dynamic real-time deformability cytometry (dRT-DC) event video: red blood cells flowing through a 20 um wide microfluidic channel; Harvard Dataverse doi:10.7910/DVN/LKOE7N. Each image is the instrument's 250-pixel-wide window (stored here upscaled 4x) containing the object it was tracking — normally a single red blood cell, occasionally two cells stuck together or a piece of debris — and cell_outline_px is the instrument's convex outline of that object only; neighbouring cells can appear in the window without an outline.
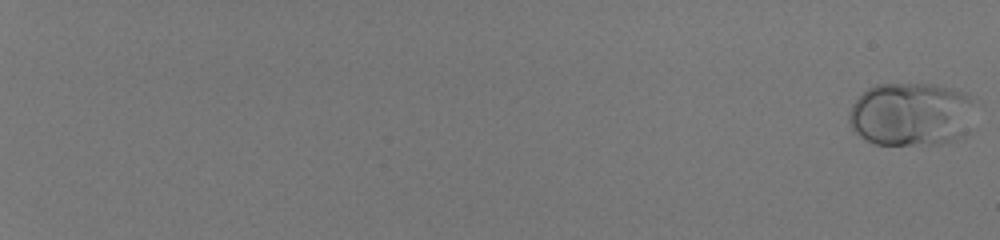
{"species": "human", "species_latin": "Homo sapiens", "temperature_condition": "room temperature", "stored_images_in_passage": 56, "camera_frame_rate_fps": 3000, "um_per_image_px": 0.085, "donor": {"sex": "male"}, "frame": {"image": 1, "passage_image": 1, "time_ms": 0.0, "image_size_px": [1000, 240], "cell_outline_px": [[976, 96], [968, 132], [956, 140], [940, 144], [876, 144], [860, 136], [852, 128], [848, 120], [848, 116], [852, 104], [868, 88], [876, 84], [932, 84], [952, 88]], "centroid_in_image_um": [77.5, 9.7], "position_along_channel_um": 7.5, "area_um2": 47.16}}
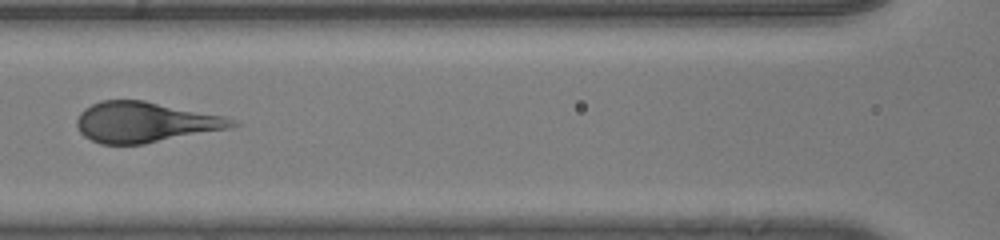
{"frame": {"image": 2, "passage_image": 33, "time_ms": 10.667, "image_size_px": [1000, 240], "cell_outline_px": [[240, 124], [228, 128], [144, 144], [100, 144], [84, 136], [80, 132], [76, 124], [76, 120], [80, 112], [84, 108], [100, 100], [144, 100], [224, 116], [236, 120]], "centroid_in_image_um": [12.3, 10.38], "position_along_channel_um": 154.3, "area_um2": 36.47}}
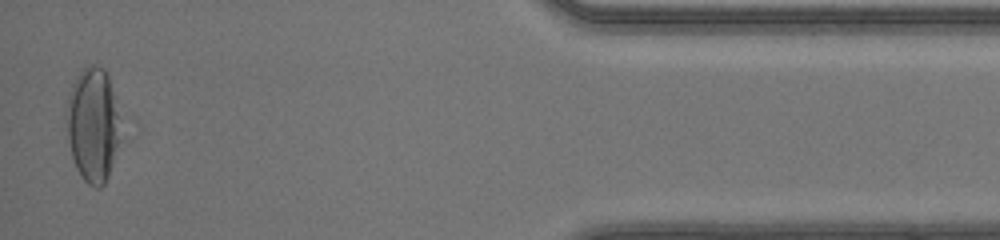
{"frame": {"image": 3, "passage_image": 56, "time_ms": 18.333, "image_size_px": [1000, 240], "cell_outline_px": [[120, 140], [108, 176], [104, 184], [100, 188], [96, 188], [88, 184], [84, 180], [76, 168], [72, 156], [68, 140], [64, 116], [68, 96], [72, 84], [80, 72], [88, 64], [96, 64], [104, 68], [108, 76], [112, 92]], "centroid_in_image_um": [7.84, 10.62], "position_along_channel_um": 427.4, "area_um2": 35.6}}